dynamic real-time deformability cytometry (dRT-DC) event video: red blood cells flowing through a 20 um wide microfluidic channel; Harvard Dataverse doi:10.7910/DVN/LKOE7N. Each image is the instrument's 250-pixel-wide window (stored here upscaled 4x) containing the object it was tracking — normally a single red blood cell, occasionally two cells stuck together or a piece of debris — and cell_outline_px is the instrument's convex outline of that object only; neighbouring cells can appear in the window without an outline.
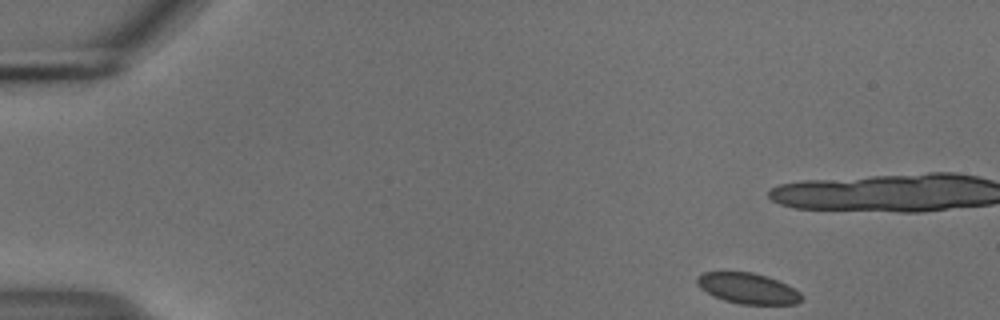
{"species": "common noctule bat (a hibernating species)", "species_latin": "Nyctalus noctula", "temperature_condition": "cold", "stored_images_in_passage": 50, "camera_frame_rate_fps": 3000, "um_per_image_px": 0.085, "animal": {"sex": "male", "body_mass_g": 18.8}, "frame": {"image": 1, "passage_image": 1, "time_ms": 0.0, "image_size_px": [1000, 320], "cell_outline_px": [[804, 296], [796, 304], [740, 304], [724, 300], [700, 288], [696, 284], [696, 276], [704, 272], [752, 272], [768, 276], [788, 284], [800, 292]], "centroid_in_image_um": [63.59, 24.5], "position_along_channel_um": 21.4, "area_um2": 18.73}}